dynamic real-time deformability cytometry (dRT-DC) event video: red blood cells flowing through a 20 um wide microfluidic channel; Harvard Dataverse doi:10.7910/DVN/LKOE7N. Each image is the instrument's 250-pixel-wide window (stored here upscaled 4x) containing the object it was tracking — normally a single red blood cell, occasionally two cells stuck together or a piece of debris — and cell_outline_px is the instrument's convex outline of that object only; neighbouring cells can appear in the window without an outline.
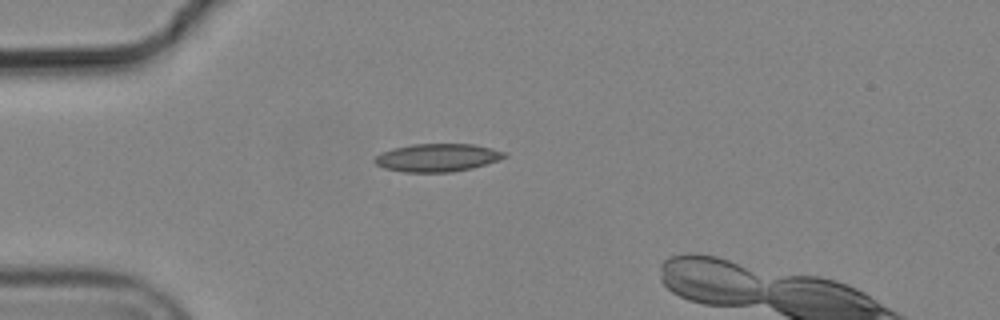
{"species": "common noctule bat (a hibernating species)", "species_latin": "Nyctalus noctula", "temperature_condition": "cold", "stored_images_in_passage": 2, "camera_frame_rate_fps": 3000, "um_per_image_px": 0.085, "animal": {"sex": "male", "body_mass_g": 19.2, "forearm_length_mm": 51.8}, "frame": {"image": 1, "passage_image": 1, "time_ms": 0.0, "image_size_px": [1000, 320], "cell_outline_px": [[508, 156], [472, 168], [452, 172], [404, 172], [384, 168], [376, 164], [372, 160], [380, 152], [392, 148], [412, 144], [472, 144], [492, 148], [508, 152]], "centroid_in_image_um": [37.15, 13.39], "position_along_channel_um": 47.9, "area_um2": 21.21}}